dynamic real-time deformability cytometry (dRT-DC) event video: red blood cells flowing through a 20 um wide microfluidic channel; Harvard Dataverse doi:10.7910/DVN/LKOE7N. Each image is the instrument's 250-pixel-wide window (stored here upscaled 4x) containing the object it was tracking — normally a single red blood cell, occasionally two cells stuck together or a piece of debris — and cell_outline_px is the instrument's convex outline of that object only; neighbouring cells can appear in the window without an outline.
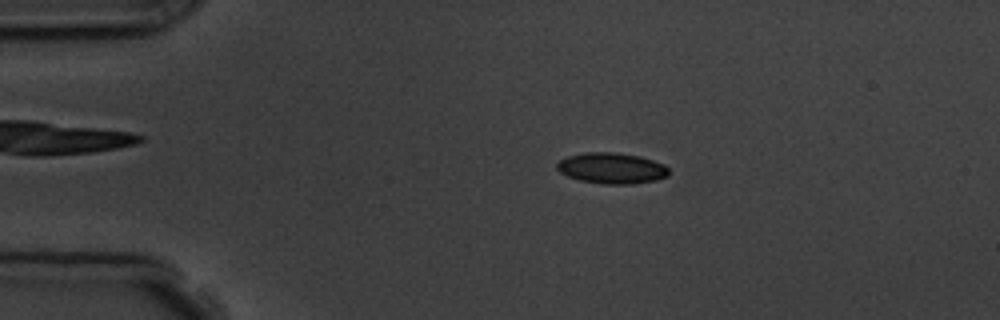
{"species": "common noctule bat (a hibernating species)", "species_latin": "Nyctalus noctula", "temperature_condition": "room temperature", "stored_images_in_passage": 8, "camera_frame_rate_fps": 3000, "um_per_image_px": 0.085, "animal": {"sex": "male", "body_mass_g": 19.5, "forearm_length_mm": 54.6}, "frame": {"image": 1, "passage_image": 3, "time_ms": 2.333, "image_size_px": [1000, 320], "cell_outline_px": [[668, 176], [656, 180], [632, 184], [600, 184], [580, 180], [568, 176], [560, 172], [556, 168], [556, 164], [560, 160], [568, 156], [584, 152], [612, 152], [640, 156], [664, 164], [668, 168]], "centroid_in_image_um": [51.99, 14.3], "position_along_channel_um": 33.0, "area_um2": 20.17}}
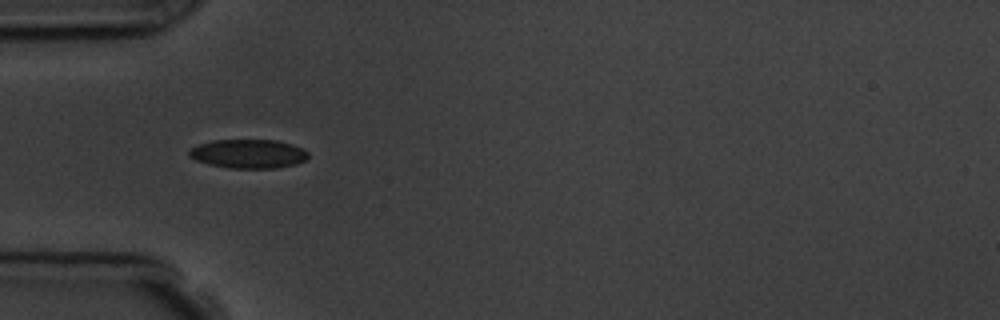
{"frame": {"image": 2, "passage_image": 5, "time_ms": 4.333, "image_size_px": [1000, 320], "cell_outline_px": [[308, 156], [304, 160], [296, 164], [276, 168], [228, 168], [208, 164], [196, 160], [188, 156], [188, 148], [212, 140], [276, 140], [292, 144], [304, 148], [308, 152]], "centroid_in_image_um": [21.09, 13.07], "position_along_channel_um": 63.9, "area_um2": 20.23}}